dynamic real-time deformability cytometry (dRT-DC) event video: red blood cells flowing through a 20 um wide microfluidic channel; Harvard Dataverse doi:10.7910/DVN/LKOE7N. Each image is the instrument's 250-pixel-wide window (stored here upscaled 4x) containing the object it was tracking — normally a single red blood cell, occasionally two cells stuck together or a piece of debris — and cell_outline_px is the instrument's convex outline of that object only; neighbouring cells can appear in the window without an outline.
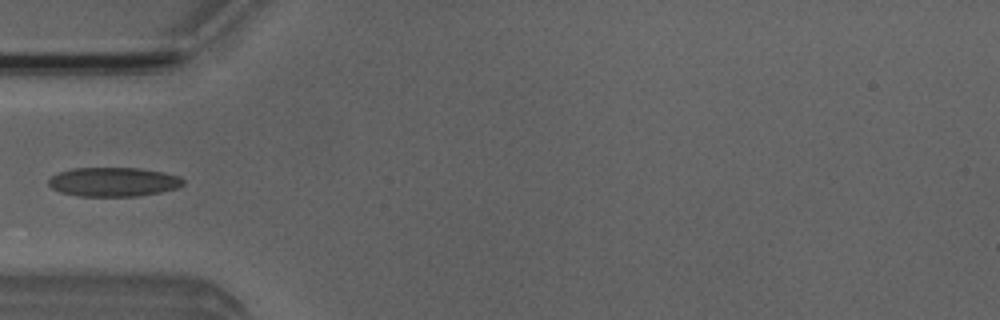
{"species": "Egyptian fruit bat (a non-hibernating species)", "species_latin": "Rousettus aegyptiacus", "temperature_condition": "room temperature", "stored_images_in_passage": 7, "camera_frame_rate_fps": 3000, "um_per_image_px": 0.085, "animal": {"sex": "male"}, "frame": {"image": 1, "passage_image": 5, "time_ms": 5.0, "image_size_px": [1000, 320], "cell_outline_px": [[184, 184], [176, 188], [160, 192], [136, 196], [80, 196], [60, 192], [52, 188], [48, 184], [48, 180], [52, 176], [60, 172], [72, 168], [140, 168], [164, 172], [180, 176], [184, 180]], "centroid_in_image_um": [9.65, 15.45], "position_along_channel_um": 75.3, "area_um2": 22.83}}